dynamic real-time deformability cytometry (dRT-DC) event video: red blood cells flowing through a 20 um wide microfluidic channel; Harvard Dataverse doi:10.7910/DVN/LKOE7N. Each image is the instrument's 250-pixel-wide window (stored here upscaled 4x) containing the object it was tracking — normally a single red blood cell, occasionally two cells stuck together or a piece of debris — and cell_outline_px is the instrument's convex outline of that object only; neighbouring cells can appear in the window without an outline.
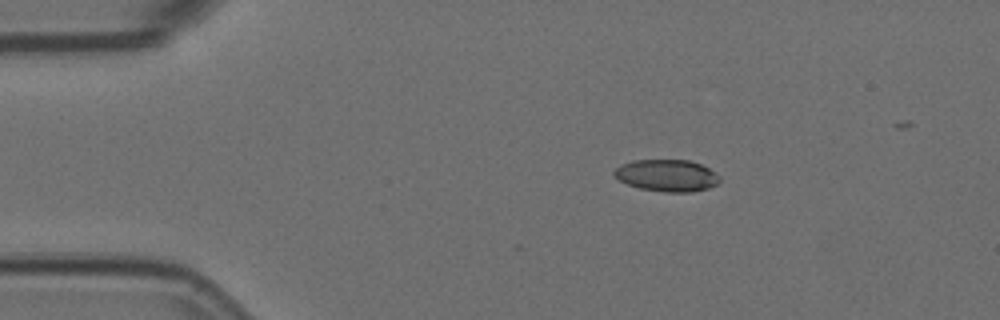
{"species": "Egyptian fruit bat (a non-hibernating species)", "species_latin": "Rousettus aegyptiacus", "temperature_condition": "room temperature", "stored_images_in_passage": 3, "camera_frame_rate_fps": 3000, "um_per_image_px": 0.085, "animal": {"sex": "female"}, "frame": {"image": 1, "passage_image": 1, "time_ms": 0.0, "image_size_px": [1000, 320], "cell_outline_px": [[720, 180], [716, 184], [708, 188], [692, 192], [664, 192], [640, 188], [628, 184], [620, 180], [612, 172], [620, 164], [632, 160], [688, 160], [700, 164], [716, 172], [720, 176]], "centroid_in_image_um": [56.69, 14.91], "position_along_channel_um": 28.3, "area_um2": 19.59}}
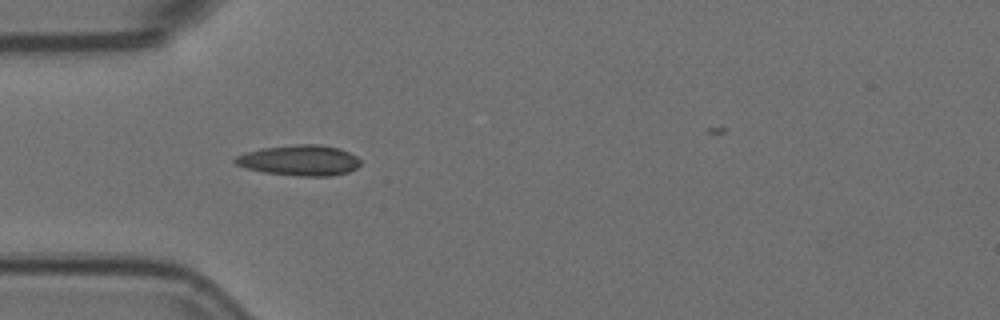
{"frame": {"image": 2, "passage_image": 3, "time_ms": 0.667, "image_size_px": [1000, 320], "cell_outline_px": [[360, 164], [356, 168], [348, 172], [332, 176], [300, 176], [264, 172], [248, 168], [236, 164], [232, 160], [236, 156], [260, 148], [296, 144], [320, 144], [340, 148], [356, 156], [360, 160]], "centroid_in_image_um": [25.48, 13.62], "position_along_channel_um": 59.5, "area_um2": 22.31}}